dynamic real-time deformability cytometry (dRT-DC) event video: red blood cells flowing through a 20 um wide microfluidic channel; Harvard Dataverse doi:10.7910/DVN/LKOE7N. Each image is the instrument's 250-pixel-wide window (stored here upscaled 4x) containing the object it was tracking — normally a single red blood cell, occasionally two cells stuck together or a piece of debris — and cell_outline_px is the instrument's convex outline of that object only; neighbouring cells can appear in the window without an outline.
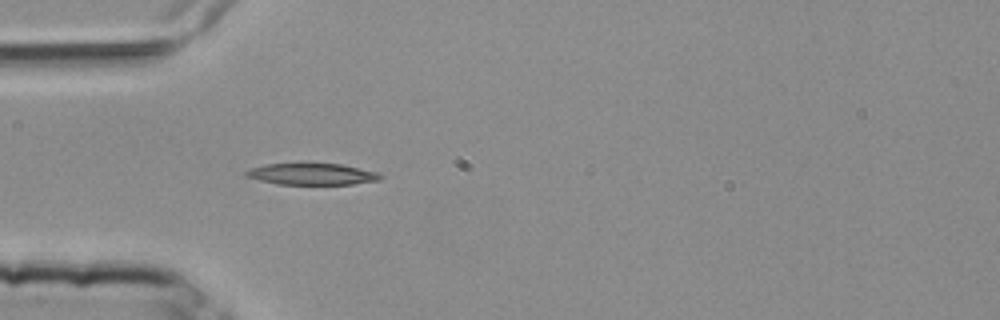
{"species": "common noctule bat (a hibernating species)", "species_latin": "Nyctalus noctula", "temperature_condition": "room temperature", "stored_images_in_passage": 5, "camera_frame_rate_fps": 3000, "um_per_image_px": 0.085, "animal": {"sex": "female", "body_mass_g": 25.1}, "frame": {"image": 1, "passage_image": 5, "time_ms": 1.333, "image_size_px": [1000, 320], "cell_outline_px": [[384, 176], [380, 180], [352, 184], [280, 184], [260, 180], [244, 176], [244, 172], [248, 168], [264, 164], [340, 164], [380, 172]], "centroid_in_image_um": [26.53, 14.8], "position_along_channel_um": 58.5, "area_um2": 16.82}}